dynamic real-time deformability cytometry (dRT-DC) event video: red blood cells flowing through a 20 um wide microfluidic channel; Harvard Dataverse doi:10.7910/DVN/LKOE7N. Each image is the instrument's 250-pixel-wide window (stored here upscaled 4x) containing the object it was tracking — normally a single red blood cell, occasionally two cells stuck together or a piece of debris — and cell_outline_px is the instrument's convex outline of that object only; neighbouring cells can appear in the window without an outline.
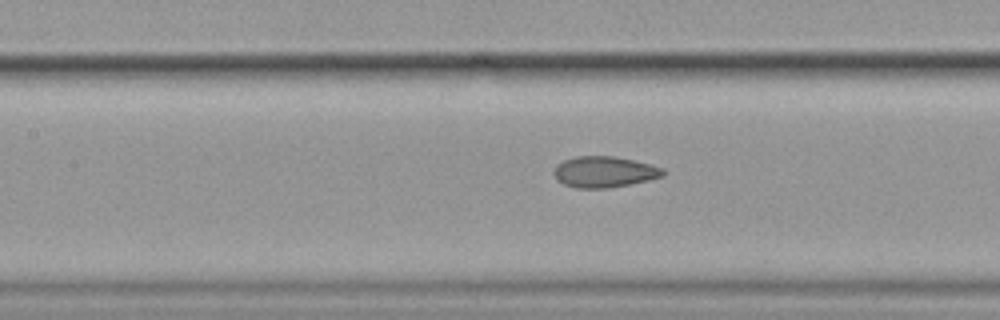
{"species": "common noctule bat (a hibernating species)", "species_latin": "Nyctalus noctula", "temperature_condition": "cold", "stored_images_in_passage": 7, "segment_of_instrument_passage": [2, 2], "camera_frame_rate_fps": 3000, "um_per_image_px": 0.085, "animal": {"sex": "female", "body_mass_g": 19.9}, "frame": {"image": 1, "passage_image": 7, "time_ms": 2.0, "image_size_px": [1000, 320], "cell_outline_px": [[664, 176], [648, 180], [608, 188], [576, 188], [564, 184], [556, 180], [552, 172], [556, 164], [564, 160], [576, 156], [612, 156], [632, 160], [664, 168]], "centroid_in_image_um": [51.31, 14.61], "position_along_channel_um": 156.1, "area_um2": 19.71}}